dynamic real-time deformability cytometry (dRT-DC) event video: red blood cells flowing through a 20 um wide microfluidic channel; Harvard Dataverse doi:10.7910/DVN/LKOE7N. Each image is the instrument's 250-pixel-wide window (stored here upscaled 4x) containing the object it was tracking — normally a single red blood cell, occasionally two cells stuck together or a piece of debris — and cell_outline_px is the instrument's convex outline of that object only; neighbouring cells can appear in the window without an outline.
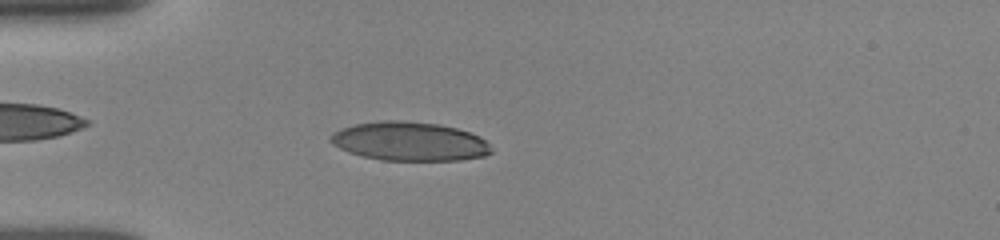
{"species": "human", "species_latin": "Homo sapiens", "temperature_condition": "room temperature", "stored_images_in_passage": 15, "camera_frame_rate_fps": 3000, "um_per_image_px": 0.085, "donor": {"sex": "female"}, "frame": {"image": 1, "passage_image": 8, "time_ms": 4.0, "image_size_px": [1000, 240], "cell_outline_px": [[492, 152], [484, 156], [460, 160], [380, 160], [348, 152], [332, 144], [328, 140], [328, 136], [332, 132], [340, 128], [356, 124], [380, 120], [400, 120], [440, 124], [456, 128], [480, 136], [492, 148]], "centroid_in_image_um": [34.77, 12.01], "position_along_channel_um": 50.2, "area_um2": 36.59}}
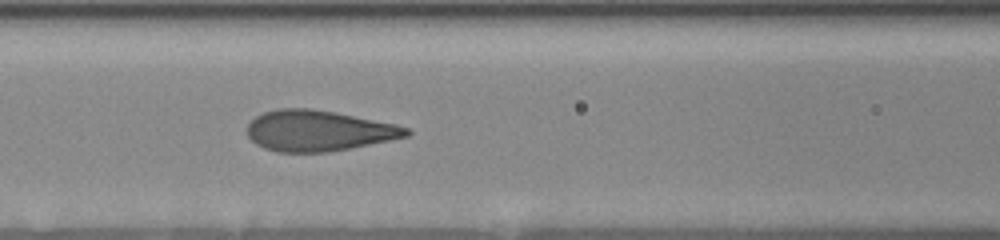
{"frame": {"image": 2, "passage_image": 13, "time_ms": 6.667, "image_size_px": [1000, 240], "cell_outline_px": [[412, 132], [408, 136], [328, 152], [276, 152], [264, 148], [256, 144], [244, 132], [244, 128], [256, 116], [264, 112], [276, 108], [312, 108], [396, 124], [408, 128]], "centroid_in_image_um": [27.0, 11.1], "position_along_channel_um": 139.6, "area_um2": 37.74}}
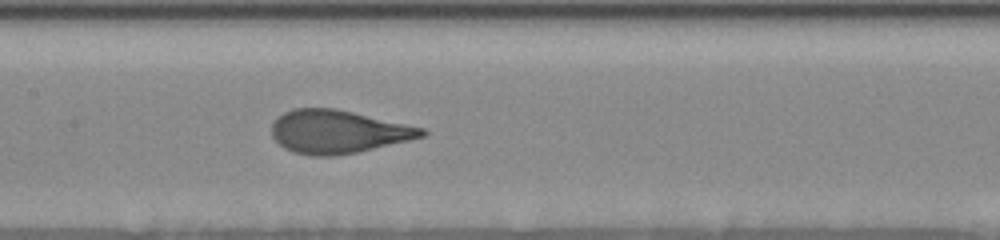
{"frame": {"image": 3, "passage_image": 15, "time_ms": 7.667, "image_size_px": [1000, 240], "cell_outline_px": [[428, 132], [424, 136], [408, 140], [356, 152], [336, 156], [308, 156], [292, 152], [284, 148], [272, 136], [272, 124], [276, 116], [292, 108], [336, 108], [424, 128]], "centroid_in_image_um": [28.67, 11.19], "position_along_channel_um": 178.7, "area_um2": 37.74}}